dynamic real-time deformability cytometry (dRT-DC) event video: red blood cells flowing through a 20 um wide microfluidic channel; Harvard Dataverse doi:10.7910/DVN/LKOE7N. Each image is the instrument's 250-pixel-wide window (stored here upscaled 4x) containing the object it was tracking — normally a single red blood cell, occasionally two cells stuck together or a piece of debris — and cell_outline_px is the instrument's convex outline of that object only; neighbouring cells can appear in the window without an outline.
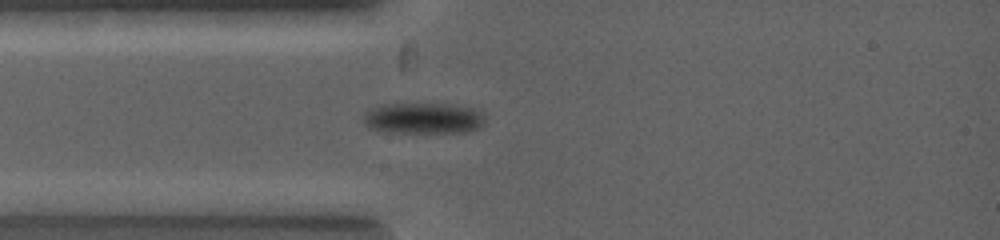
{"species": "common noctule bat (a hibernating species)", "species_latin": "Nyctalus noctula", "temperature_condition": "warm", "stored_images_in_passage": 2, "camera_frame_rate_fps": 5000, "um_per_image_px": 0.085, "animal": {"sex": "female", "body_mass_g": 19.0, "forearm_length_mm": 53.3}, "frame": {"image": 1, "passage_image": 2, "time_ms": 0.8, "image_size_px": [1000, 240], "cell_outline_px": [[484, 124], [480, 128], [468, 132], [392, 132], [368, 128], [364, 124], [364, 112], [388, 104], [444, 104], [472, 108], [480, 112], [484, 116]], "centroid_in_image_um": [36.01, 10.07], "position_along_channel_um": 49.0, "area_um2": 21.68}}